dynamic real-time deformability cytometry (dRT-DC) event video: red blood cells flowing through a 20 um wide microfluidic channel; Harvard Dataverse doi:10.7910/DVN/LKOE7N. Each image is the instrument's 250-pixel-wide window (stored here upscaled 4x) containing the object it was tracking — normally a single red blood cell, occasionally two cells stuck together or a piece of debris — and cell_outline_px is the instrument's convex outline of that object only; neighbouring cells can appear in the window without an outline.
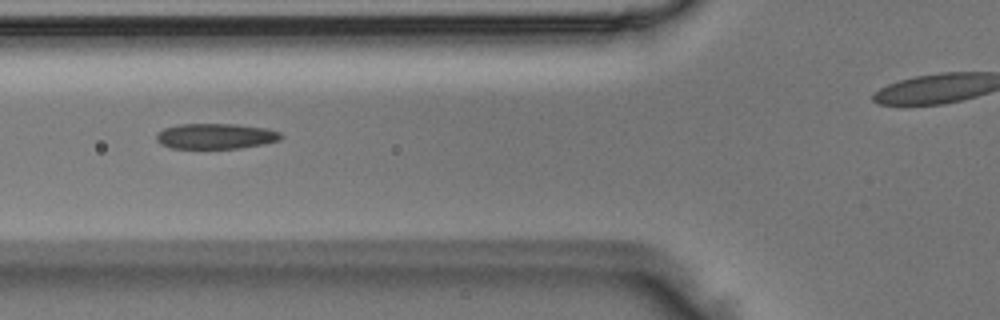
{"species": "Egyptian fruit bat (a non-hibernating species)", "species_latin": "Rousettus aegyptiacus", "temperature_condition": "room temperature", "stored_images_in_passage": 6, "camera_frame_rate_fps": 3000, "um_per_image_px": 0.085, "animal": {"sex": "male"}, "frame": {"image": 1, "passage_image": 6, "time_ms": 1.667, "image_size_px": [1000, 320], "cell_outline_px": [[284, 136], [280, 140], [264, 144], [240, 148], [172, 148], [160, 144], [156, 140], [156, 136], [164, 128], [180, 124], [236, 124], [268, 128], [280, 132]], "centroid_in_image_um": [18.38, 11.57], "position_along_channel_um": 107.4, "area_um2": 18.55}}